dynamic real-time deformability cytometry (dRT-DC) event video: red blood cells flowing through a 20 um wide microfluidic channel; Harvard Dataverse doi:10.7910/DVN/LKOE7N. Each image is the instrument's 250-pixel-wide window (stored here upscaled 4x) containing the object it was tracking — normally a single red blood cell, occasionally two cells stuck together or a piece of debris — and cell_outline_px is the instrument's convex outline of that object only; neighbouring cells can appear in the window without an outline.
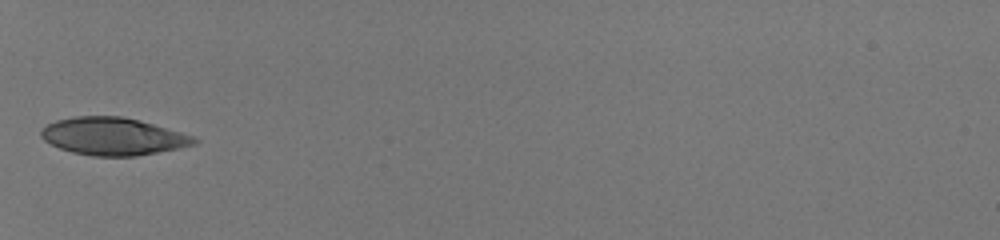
{"species": "human", "species_latin": "Homo sapiens", "temperature_condition": "room temperature", "stored_images_in_passage": 32, "camera_frame_rate_fps": 3000, "um_per_image_px": 0.085, "donor": {"sex": "male"}, "frame": {"image": 1, "passage_image": 1, "time_ms": 0.0, "image_size_px": [1000, 240], "cell_outline_px": [[200, 140], [196, 144], [180, 148], [136, 156], [92, 156], [72, 152], [60, 148], [44, 140], [40, 136], [40, 128], [56, 120], [76, 116], [120, 116], [140, 120], [196, 136]], "centroid_in_image_um": [9.63, 11.59], "position_along_channel_um": 75.4, "area_um2": 33.7}}
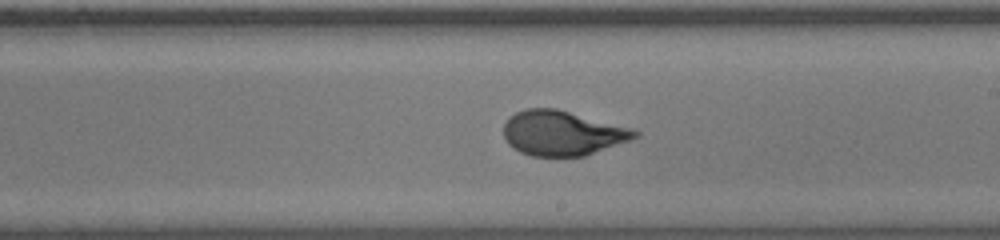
{"frame": {"image": 2, "passage_image": 14, "time_ms": 4.333, "image_size_px": [1000, 240], "cell_outline_px": [[640, 136], [632, 140], [584, 156], [532, 156], [520, 152], [508, 144], [504, 136], [504, 124], [516, 112], [524, 108], [556, 108], [636, 128], [640, 132]], "centroid_in_image_um": [47.87, 11.31], "position_along_channel_um": 241.1, "area_um2": 34.62}}
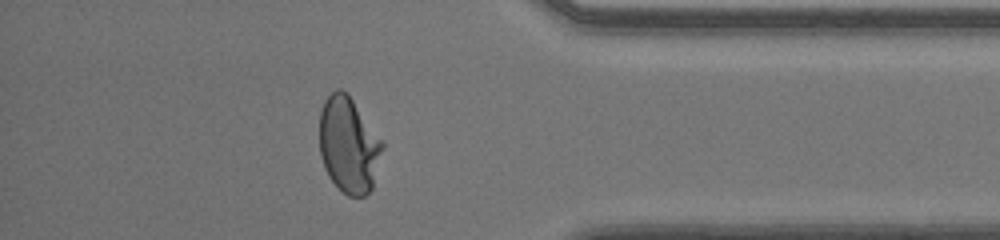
{"frame": {"image": 3, "passage_image": 27, "time_ms": 8.667, "image_size_px": [1000, 240], "cell_outline_px": [[384, 148], [372, 188], [364, 196], [348, 196], [328, 176], [324, 168], [320, 156], [320, 112], [324, 100], [336, 88], [340, 88], [348, 92], [384, 144]], "centroid_in_image_um": [29.63, 12.3], "position_along_channel_um": 405.6, "area_um2": 35.2}, "authors_computed_cell_mechanics": {"area_um2": 34.4488, "velocity_mm_per_s": 4.0437, "shape_relaxation_time_tau1_ms": 3.4486, "shape_relaxation_time_tau2_ms": null, "deformation_change_tau1": 0.1838, "deformation_change_tau2": null}}